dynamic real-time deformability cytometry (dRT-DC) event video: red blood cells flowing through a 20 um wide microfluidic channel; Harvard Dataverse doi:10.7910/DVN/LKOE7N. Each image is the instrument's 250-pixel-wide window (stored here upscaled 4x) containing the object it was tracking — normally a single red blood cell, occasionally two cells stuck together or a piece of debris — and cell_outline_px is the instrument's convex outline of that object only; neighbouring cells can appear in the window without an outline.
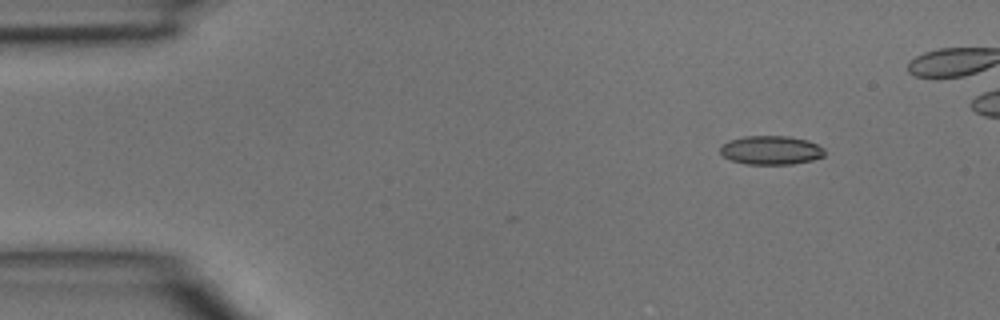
{"species": "common noctule bat (a hibernating species)", "species_latin": "Nyctalus noctula", "temperature_condition": "room temperature", "stored_images_in_passage": 32, "camera_frame_rate_fps": 3000, "um_per_image_px": 0.085, "animal": {"sex": "male", "body_mass_g": 15.6}, "frame": {"image": 1, "passage_image": 1, "time_ms": 0.0, "image_size_px": [1000, 320], "cell_outline_px": [[824, 156], [812, 160], [792, 164], [744, 164], [732, 160], [724, 156], [720, 152], [720, 144], [728, 140], [744, 136], [788, 136], [808, 140], [824, 148]], "centroid_in_image_um": [65.51, 12.76], "position_along_channel_um": 19.5, "area_um2": 17.63}}
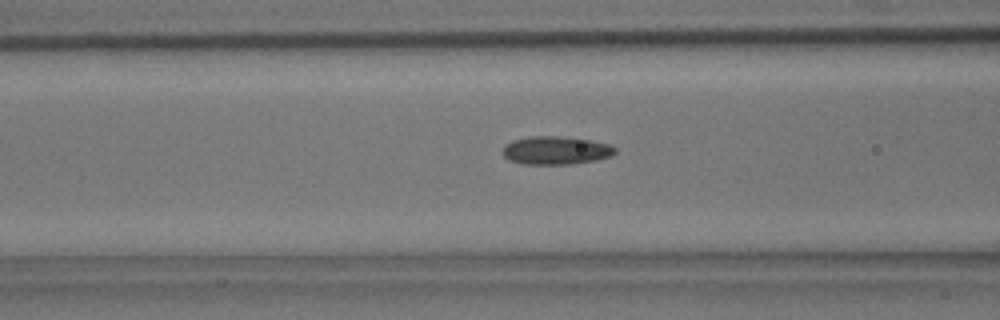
{"frame": {"image": 2, "passage_image": 13, "time_ms": 4.0, "image_size_px": [1000, 320], "cell_outline_px": [[616, 152], [612, 156], [596, 160], [572, 164], [524, 164], [508, 160], [504, 156], [504, 148], [512, 140], [532, 136], [556, 136], [592, 140], [612, 144], [616, 148]], "centroid_in_image_um": [47.31, 12.78], "position_along_channel_um": 119.3, "area_um2": 18.5}}
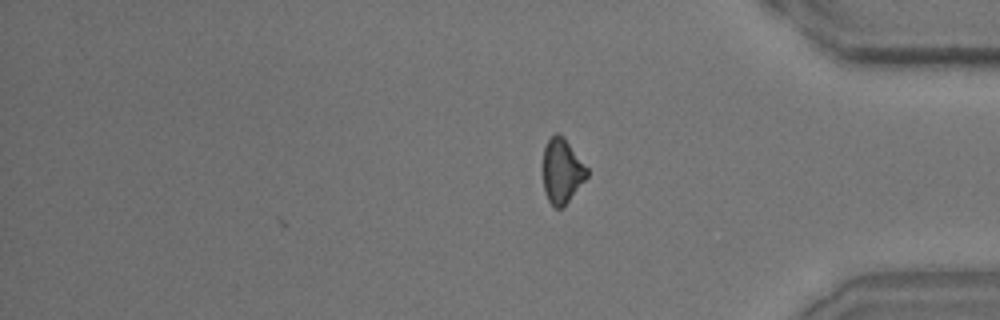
{"frame": {"image": 3, "passage_image": 32, "time_ms": 10.333, "image_size_px": [1000, 320], "cell_outline_px": [[588, 176], [564, 208], [556, 208], [548, 200], [544, 188], [544, 148], [548, 140], [556, 132], [564, 136], [588, 168]], "centroid_in_image_um": [47.79, 14.54], "position_along_channel_um": 387.4, "area_um2": 16.59}}